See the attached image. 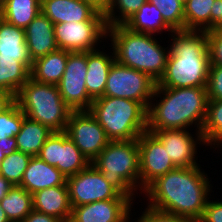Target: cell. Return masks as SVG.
<instances>
[{
	"label": "cell",
	"instance_id": "obj_1",
	"mask_svg": "<svg viewBox=\"0 0 222 222\" xmlns=\"http://www.w3.org/2000/svg\"><path fill=\"white\" fill-rule=\"evenodd\" d=\"M199 166L175 168L153 181L143 193L148 207L198 222L204 213L211 184Z\"/></svg>",
	"mask_w": 222,
	"mask_h": 222
},
{
	"label": "cell",
	"instance_id": "obj_2",
	"mask_svg": "<svg viewBox=\"0 0 222 222\" xmlns=\"http://www.w3.org/2000/svg\"><path fill=\"white\" fill-rule=\"evenodd\" d=\"M166 69L157 87L183 88L207 86L211 64L208 31L171 32Z\"/></svg>",
	"mask_w": 222,
	"mask_h": 222
},
{
	"label": "cell",
	"instance_id": "obj_3",
	"mask_svg": "<svg viewBox=\"0 0 222 222\" xmlns=\"http://www.w3.org/2000/svg\"><path fill=\"white\" fill-rule=\"evenodd\" d=\"M154 97L163 99H159L158 103H150L147 111V130L189 129L192 124L196 125L198 131L203 130L208 108L207 86H156Z\"/></svg>",
	"mask_w": 222,
	"mask_h": 222
},
{
	"label": "cell",
	"instance_id": "obj_4",
	"mask_svg": "<svg viewBox=\"0 0 222 222\" xmlns=\"http://www.w3.org/2000/svg\"><path fill=\"white\" fill-rule=\"evenodd\" d=\"M107 36L115 61L149 75L158 82L166 69L169 49L162 47L152 34L136 33L124 25L107 27Z\"/></svg>",
	"mask_w": 222,
	"mask_h": 222
},
{
	"label": "cell",
	"instance_id": "obj_5",
	"mask_svg": "<svg viewBox=\"0 0 222 222\" xmlns=\"http://www.w3.org/2000/svg\"><path fill=\"white\" fill-rule=\"evenodd\" d=\"M110 141H129L147 131V109L131 99L103 96L89 109Z\"/></svg>",
	"mask_w": 222,
	"mask_h": 222
},
{
	"label": "cell",
	"instance_id": "obj_6",
	"mask_svg": "<svg viewBox=\"0 0 222 222\" xmlns=\"http://www.w3.org/2000/svg\"><path fill=\"white\" fill-rule=\"evenodd\" d=\"M91 165L101 172L106 181L122 195L128 197L131 201L134 200L133 195L140 188L137 139L110 141L104 150L91 162Z\"/></svg>",
	"mask_w": 222,
	"mask_h": 222
},
{
	"label": "cell",
	"instance_id": "obj_7",
	"mask_svg": "<svg viewBox=\"0 0 222 222\" xmlns=\"http://www.w3.org/2000/svg\"><path fill=\"white\" fill-rule=\"evenodd\" d=\"M15 101L26 117L54 132L65 131L72 110L63 100L58 86L29 78L15 96Z\"/></svg>",
	"mask_w": 222,
	"mask_h": 222
},
{
	"label": "cell",
	"instance_id": "obj_8",
	"mask_svg": "<svg viewBox=\"0 0 222 222\" xmlns=\"http://www.w3.org/2000/svg\"><path fill=\"white\" fill-rule=\"evenodd\" d=\"M156 85L157 82L146 73L114 61L103 96L131 99L140 102L148 110L150 103L154 101Z\"/></svg>",
	"mask_w": 222,
	"mask_h": 222
},
{
	"label": "cell",
	"instance_id": "obj_9",
	"mask_svg": "<svg viewBox=\"0 0 222 222\" xmlns=\"http://www.w3.org/2000/svg\"><path fill=\"white\" fill-rule=\"evenodd\" d=\"M72 207L102 200H130L106 181L91 164L76 175L66 178Z\"/></svg>",
	"mask_w": 222,
	"mask_h": 222
},
{
	"label": "cell",
	"instance_id": "obj_10",
	"mask_svg": "<svg viewBox=\"0 0 222 222\" xmlns=\"http://www.w3.org/2000/svg\"><path fill=\"white\" fill-rule=\"evenodd\" d=\"M54 34L58 49L87 52L95 50L101 39L107 38V25L105 20L56 23Z\"/></svg>",
	"mask_w": 222,
	"mask_h": 222
},
{
	"label": "cell",
	"instance_id": "obj_11",
	"mask_svg": "<svg viewBox=\"0 0 222 222\" xmlns=\"http://www.w3.org/2000/svg\"><path fill=\"white\" fill-rule=\"evenodd\" d=\"M64 132L90 163L110 142L89 110L72 111Z\"/></svg>",
	"mask_w": 222,
	"mask_h": 222
},
{
	"label": "cell",
	"instance_id": "obj_12",
	"mask_svg": "<svg viewBox=\"0 0 222 222\" xmlns=\"http://www.w3.org/2000/svg\"><path fill=\"white\" fill-rule=\"evenodd\" d=\"M86 74L87 52H68L65 71L57 86L72 111H88L93 102L86 89Z\"/></svg>",
	"mask_w": 222,
	"mask_h": 222
},
{
	"label": "cell",
	"instance_id": "obj_13",
	"mask_svg": "<svg viewBox=\"0 0 222 222\" xmlns=\"http://www.w3.org/2000/svg\"><path fill=\"white\" fill-rule=\"evenodd\" d=\"M37 157L56 167L65 178L76 175L91 164L65 132H53Z\"/></svg>",
	"mask_w": 222,
	"mask_h": 222
},
{
	"label": "cell",
	"instance_id": "obj_14",
	"mask_svg": "<svg viewBox=\"0 0 222 222\" xmlns=\"http://www.w3.org/2000/svg\"><path fill=\"white\" fill-rule=\"evenodd\" d=\"M139 147L141 193L157 178L177 168L162 142L151 132H143L137 139Z\"/></svg>",
	"mask_w": 222,
	"mask_h": 222
},
{
	"label": "cell",
	"instance_id": "obj_15",
	"mask_svg": "<svg viewBox=\"0 0 222 222\" xmlns=\"http://www.w3.org/2000/svg\"><path fill=\"white\" fill-rule=\"evenodd\" d=\"M188 129L147 130L163 144L172 163L178 168L198 166L196 162L197 143L206 144L202 132L196 129L197 138ZM200 141V142H198Z\"/></svg>",
	"mask_w": 222,
	"mask_h": 222
},
{
	"label": "cell",
	"instance_id": "obj_16",
	"mask_svg": "<svg viewBox=\"0 0 222 222\" xmlns=\"http://www.w3.org/2000/svg\"><path fill=\"white\" fill-rule=\"evenodd\" d=\"M131 200H102L72 207L69 222H129Z\"/></svg>",
	"mask_w": 222,
	"mask_h": 222
},
{
	"label": "cell",
	"instance_id": "obj_17",
	"mask_svg": "<svg viewBox=\"0 0 222 222\" xmlns=\"http://www.w3.org/2000/svg\"><path fill=\"white\" fill-rule=\"evenodd\" d=\"M41 12L53 24L105 20L103 13L84 0H41Z\"/></svg>",
	"mask_w": 222,
	"mask_h": 222
},
{
	"label": "cell",
	"instance_id": "obj_18",
	"mask_svg": "<svg viewBox=\"0 0 222 222\" xmlns=\"http://www.w3.org/2000/svg\"><path fill=\"white\" fill-rule=\"evenodd\" d=\"M25 39L32 62L58 49L54 24L42 12L25 28Z\"/></svg>",
	"mask_w": 222,
	"mask_h": 222
},
{
	"label": "cell",
	"instance_id": "obj_19",
	"mask_svg": "<svg viewBox=\"0 0 222 222\" xmlns=\"http://www.w3.org/2000/svg\"><path fill=\"white\" fill-rule=\"evenodd\" d=\"M32 201L34 210L54 216L61 222L70 221L72 206L67 183L35 192Z\"/></svg>",
	"mask_w": 222,
	"mask_h": 222
},
{
	"label": "cell",
	"instance_id": "obj_20",
	"mask_svg": "<svg viewBox=\"0 0 222 222\" xmlns=\"http://www.w3.org/2000/svg\"><path fill=\"white\" fill-rule=\"evenodd\" d=\"M65 183L66 178L56 167L35 156L31 158L19 186L28 193L34 194L37 191Z\"/></svg>",
	"mask_w": 222,
	"mask_h": 222
},
{
	"label": "cell",
	"instance_id": "obj_21",
	"mask_svg": "<svg viewBox=\"0 0 222 222\" xmlns=\"http://www.w3.org/2000/svg\"><path fill=\"white\" fill-rule=\"evenodd\" d=\"M95 49L87 51V74L85 85L92 100L103 97L110 67L115 61L114 53L109 56L103 51Z\"/></svg>",
	"mask_w": 222,
	"mask_h": 222
},
{
	"label": "cell",
	"instance_id": "obj_22",
	"mask_svg": "<svg viewBox=\"0 0 222 222\" xmlns=\"http://www.w3.org/2000/svg\"><path fill=\"white\" fill-rule=\"evenodd\" d=\"M68 51L57 49L32 62L30 78L39 83L58 85L65 71Z\"/></svg>",
	"mask_w": 222,
	"mask_h": 222
},
{
	"label": "cell",
	"instance_id": "obj_23",
	"mask_svg": "<svg viewBox=\"0 0 222 222\" xmlns=\"http://www.w3.org/2000/svg\"><path fill=\"white\" fill-rule=\"evenodd\" d=\"M0 56L18 57V61L31 70L32 61L28 54L25 29L5 20L0 24Z\"/></svg>",
	"mask_w": 222,
	"mask_h": 222
},
{
	"label": "cell",
	"instance_id": "obj_24",
	"mask_svg": "<svg viewBox=\"0 0 222 222\" xmlns=\"http://www.w3.org/2000/svg\"><path fill=\"white\" fill-rule=\"evenodd\" d=\"M53 132L49 127L25 116L21 129L15 136L17 149L31 157L38 156L41 147Z\"/></svg>",
	"mask_w": 222,
	"mask_h": 222
},
{
	"label": "cell",
	"instance_id": "obj_25",
	"mask_svg": "<svg viewBox=\"0 0 222 222\" xmlns=\"http://www.w3.org/2000/svg\"><path fill=\"white\" fill-rule=\"evenodd\" d=\"M129 30L136 33L152 34L174 31L163 19L160 10L152 3H144L124 24Z\"/></svg>",
	"mask_w": 222,
	"mask_h": 222
},
{
	"label": "cell",
	"instance_id": "obj_26",
	"mask_svg": "<svg viewBox=\"0 0 222 222\" xmlns=\"http://www.w3.org/2000/svg\"><path fill=\"white\" fill-rule=\"evenodd\" d=\"M30 78V69L18 57L0 56V89L15 96Z\"/></svg>",
	"mask_w": 222,
	"mask_h": 222
},
{
	"label": "cell",
	"instance_id": "obj_27",
	"mask_svg": "<svg viewBox=\"0 0 222 222\" xmlns=\"http://www.w3.org/2000/svg\"><path fill=\"white\" fill-rule=\"evenodd\" d=\"M2 7L6 22L25 29L41 12V0H4Z\"/></svg>",
	"mask_w": 222,
	"mask_h": 222
},
{
	"label": "cell",
	"instance_id": "obj_28",
	"mask_svg": "<svg viewBox=\"0 0 222 222\" xmlns=\"http://www.w3.org/2000/svg\"><path fill=\"white\" fill-rule=\"evenodd\" d=\"M0 204L10 222H22L33 210L32 194L21 186H13Z\"/></svg>",
	"mask_w": 222,
	"mask_h": 222
},
{
	"label": "cell",
	"instance_id": "obj_29",
	"mask_svg": "<svg viewBox=\"0 0 222 222\" xmlns=\"http://www.w3.org/2000/svg\"><path fill=\"white\" fill-rule=\"evenodd\" d=\"M215 0H187L184 4V30L210 31V12Z\"/></svg>",
	"mask_w": 222,
	"mask_h": 222
},
{
	"label": "cell",
	"instance_id": "obj_30",
	"mask_svg": "<svg viewBox=\"0 0 222 222\" xmlns=\"http://www.w3.org/2000/svg\"><path fill=\"white\" fill-rule=\"evenodd\" d=\"M201 132L207 146H222V100H208L206 121Z\"/></svg>",
	"mask_w": 222,
	"mask_h": 222
},
{
	"label": "cell",
	"instance_id": "obj_31",
	"mask_svg": "<svg viewBox=\"0 0 222 222\" xmlns=\"http://www.w3.org/2000/svg\"><path fill=\"white\" fill-rule=\"evenodd\" d=\"M31 158V156L23 154L19 150L6 155L0 166V175L7 179L13 186H19Z\"/></svg>",
	"mask_w": 222,
	"mask_h": 222
},
{
	"label": "cell",
	"instance_id": "obj_32",
	"mask_svg": "<svg viewBox=\"0 0 222 222\" xmlns=\"http://www.w3.org/2000/svg\"><path fill=\"white\" fill-rule=\"evenodd\" d=\"M146 2L147 0H112L109 9L104 14L107 27L123 25ZM115 10H119L120 16L116 15Z\"/></svg>",
	"mask_w": 222,
	"mask_h": 222
},
{
	"label": "cell",
	"instance_id": "obj_33",
	"mask_svg": "<svg viewBox=\"0 0 222 222\" xmlns=\"http://www.w3.org/2000/svg\"><path fill=\"white\" fill-rule=\"evenodd\" d=\"M161 12L164 21L174 30H184V4L179 0H147Z\"/></svg>",
	"mask_w": 222,
	"mask_h": 222
},
{
	"label": "cell",
	"instance_id": "obj_34",
	"mask_svg": "<svg viewBox=\"0 0 222 222\" xmlns=\"http://www.w3.org/2000/svg\"><path fill=\"white\" fill-rule=\"evenodd\" d=\"M24 113L15 101L7 110L0 114V140L15 137L22 126Z\"/></svg>",
	"mask_w": 222,
	"mask_h": 222
},
{
	"label": "cell",
	"instance_id": "obj_35",
	"mask_svg": "<svg viewBox=\"0 0 222 222\" xmlns=\"http://www.w3.org/2000/svg\"><path fill=\"white\" fill-rule=\"evenodd\" d=\"M208 100H222V66L210 65L207 82Z\"/></svg>",
	"mask_w": 222,
	"mask_h": 222
},
{
	"label": "cell",
	"instance_id": "obj_36",
	"mask_svg": "<svg viewBox=\"0 0 222 222\" xmlns=\"http://www.w3.org/2000/svg\"><path fill=\"white\" fill-rule=\"evenodd\" d=\"M138 222H192L190 219L157 211L147 206Z\"/></svg>",
	"mask_w": 222,
	"mask_h": 222
},
{
	"label": "cell",
	"instance_id": "obj_37",
	"mask_svg": "<svg viewBox=\"0 0 222 222\" xmlns=\"http://www.w3.org/2000/svg\"><path fill=\"white\" fill-rule=\"evenodd\" d=\"M210 65L222 66V29L208 31Z\"/></svg>",
	"mask_w": 222,
	"mask_h": 222
},
{
	"label": "cell",
	"instance_id": "obj_38",
	"mask_svg": "<svg viewBox=\"0 0 222 222\" xmlns=\"http://www.w3.org/2000/svg\"><path fill=\"white\" fill-rule=\"evenodd\" d=\"M198 222H222V201L207 200L203 216Z\"/></svg>",
	"mask_w": 222,
	"mask_h": 222
},
{
	"label": "cell",
	"instance_id": "obj_39",
	"mask_svg": "<svg viewBox=\"0 0 222 222\" xmlns=\"http://www.w3.org/2000/svg\"><path fill=\"white\" fill-rule=\"evenodd\" d=\"M222 29V0H215L210 12V31Z\"/></svg>",
	"mask_w": 222,
	"mask_h": 222
},
{
	"label": "cell",
	"instance_id": "obj_40",
	"mask_svg": "<svg viewBox=\"0 0 222 222\" xmlns=\"http://www.w3.org/2000/svg\"><path fill=\"white\" fill-rule=\"evenodd\" d=\"M22 222H61L54 216L32 210Z\"/></svg>",
	"mask_w": 222,
	"mask_h": 222
},
{
	"label": "cell",
	"instance_id": "obj_41",
	"mask_svg": "<svg viewBox=\"0 0 222 222\" xmlns=\"http://www.w3.org/2000/svg\"><path fill=\"white\" fill-rule=\"evenodd\" d=\"M15 102V95L8 90L0 89V114Z\"/></svg>",
	"mask_w": 222,
	"mask_h": 222
},
{
	"label": "cell",
	"instance_id": "obj_42",
	"mask_svg": "<svg viewBox=\"0 0 222 222\" xmlns=\"http://www.w3.org/2000/svg\"><path fill=\"white\" fill-rule=\"evenodd\" d=\"M0 148L3 150L6 155L13 153L17 149V142L15 137H10L8 139H1L0 140Z\"/></svg>",
	"mask_w": 222,
	"mask_h": 222
},
{
	"label": "cell",
	"instance_id": "obj_43",
	"mask_svg": "<svg viewBox=\"0 0 222 222\" xmlns=\"http://www.w3.org/2000/svg\"><path fill=\"white\" fill-rule=\"evenodd\" d=\"M91 4L96 10L105 14L110 7L112 0H84Z\"/></svg>",
	"mask_w": 222,
	"mask_h": 222
},
{
	"label": "cell",
	"instance_id": "obj_44",
	"mask_svg": "<svg viewBox=\"0 0 222 222\" xmlns=\"http://www.w3.org/2000/svg\"><path fill=\"white\" fill-rule=\"evenodd\" d=\"M12 187L13 185L0 175V201L6 196Z\"/></svg>",
	"mask_w": 222,
	"mask_h": 222
},
{
	"label": "cell",
	"instance_id": "obj_45",
	"mask_svg": "<svg viewBox=\"0 0 222 222\" xmlns=\"http://www.w3.org/2000/svg\"><path fill=\"white\" fill-rule=\"evenodd\" d=\"M0 222H10L0 204Z\"/></svg>",
	"mask_w": 222,
	"mask_h": 222
},
{
	"label": "cell",
	"instance_id": "obj_46",
	"mask_svg": "<svg viewBox=\"0 0 222 222\" xmlns=\"http://www.w3.org/2000/svg\"><path fill=\"white\" fill-rule=\"evenodd\" d=\"M4 21V15H3V7L2 3H0V24Z\"/></svg>",
	"mask_w": 222,
	"mask_h": 222
},
{
	"label": "cell",
	"instance_id": "obj_47",
	"mask_svg": "<svg viewBox=\"0 0 222 222\" xmlns=\"http://www.w3.org/2000/svg\"><path fill=\"white\" fill-rule=\"evenodd\" d=\"M5 157H6V153H4L3 150H1V148H0V166H1L2 161Z\"/></svg>",
	"mask_w": 222,
	"mask_h": 222
},
{
	"label": "cell",
	"instance_id": "obj_48",
	"mask_svg": "<svg viewBox=\"0 0 222 222\" xmlns=\"http://www.w3.org/2000/svg\"><path fill=\"white\" fill-rule=\"evenodd\" d=\"M179 1L182 2L183 4L187 2V0H179Z\"/></svg>",
	"mask_w": 222,
	"mask_h": 222
}]
</instances>
